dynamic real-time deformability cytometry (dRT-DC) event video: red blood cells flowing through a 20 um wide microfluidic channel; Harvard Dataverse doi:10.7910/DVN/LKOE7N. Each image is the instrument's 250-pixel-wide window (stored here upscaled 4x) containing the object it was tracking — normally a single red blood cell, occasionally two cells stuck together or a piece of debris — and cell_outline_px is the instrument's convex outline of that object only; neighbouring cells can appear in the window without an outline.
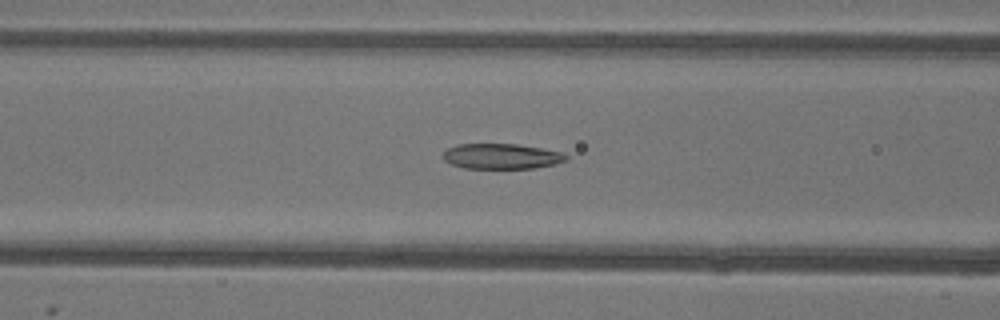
{"species": "common noctule bat (a hibernating species)", "species_latin": "Nyctalus noctula", "temperature_condition": "warm", "stored_images_in_passage": 42, "camera_frame_rate_fps": 3000, "um_per_image_px": 0.085, "animal": {"sex": "female"}, "frame": {"image": 1, "passage_image": 10, "time_ms": 3.0, "image_size_px": [1000, 320], "cell_outline_px": [[568, 160], [556, 164], [532, 168], [464, 168], [452, 164], [444, 160], [444, 152], [448, 148], [456, 144], [516, 144], [540, 148], [560, 152], [568, 156]], "centroid_in_image_um": [42.63, 13.28], "position_along_channel_um": 124.0, "area_um2": 18.03}}
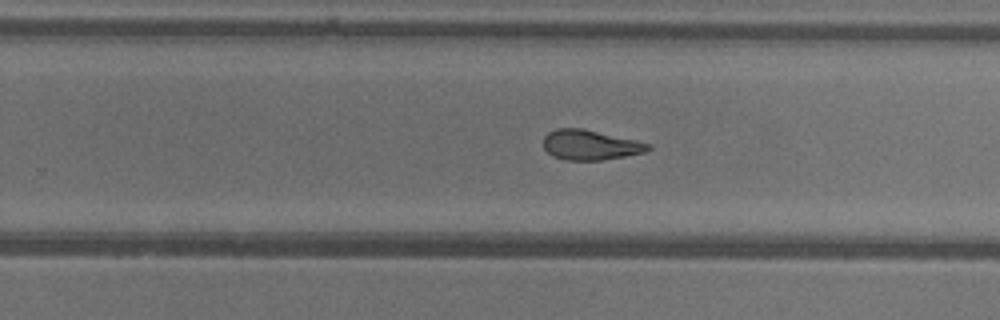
{"frame": {"image": 2, "passage_image": 22, "time_ms": 7.0, "image_size_px": [1000, 320], "cell_outline_px": [[652, 148], [644, 152], [624, 156], [600, 160], [564, 160], [552, 156], [544, 148], [544, 136], [548, 132], [556, 128], [584, 128], [636, 140], [652, 144]], "centroid_in_image_um": [50.16, 12.31], "position_along_channel_um": 279.6, "area_um2": 18.38}}
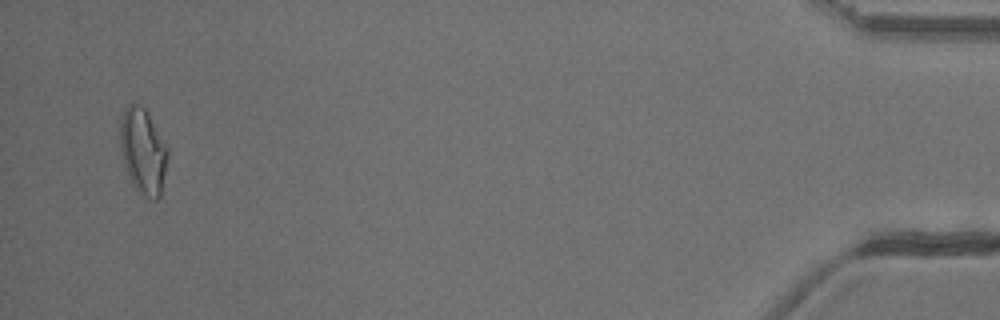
{"frame": {"image": 3, "passage_image": 40, "time_ms": 13.0, "image_size_px": [1000, 320], "cell_outline_px": [[168, 156], [160, 196], [156, 200], [152, 200], [140, 192], [136, 188], [124, 164], [120, 148], [120, 116], [124, 108], [132, 100], [140, 104], [144, 108], [168, 148]], "centroid_in_image_um": [12.14, 12.79], "position_along_channel_um": 423.1, "area_um2": 23.52}, "authors_computed_cell_mechanics": {"area_um2": 19.4786, "velocity_mm_per_s": 3.902, "shape_relaxation_time_tau1_ms": null, "shape_relaxation_time_tau2_ms": 2.9055, "deformation_change_tau1": null, "deformation_change_tau2": 0.1163}}